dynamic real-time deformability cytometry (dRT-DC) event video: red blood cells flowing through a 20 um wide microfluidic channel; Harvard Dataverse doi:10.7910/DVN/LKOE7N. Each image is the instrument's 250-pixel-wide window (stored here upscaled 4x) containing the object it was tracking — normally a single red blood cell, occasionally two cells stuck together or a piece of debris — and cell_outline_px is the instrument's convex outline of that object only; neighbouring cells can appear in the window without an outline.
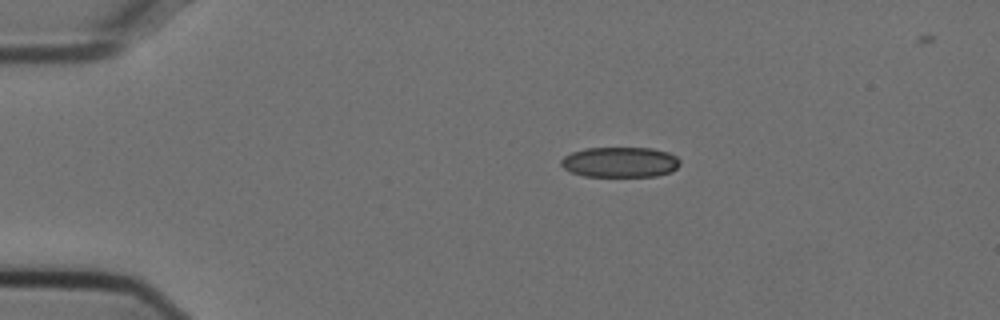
{"species": "Egyptian fruit bat (a non-hibernating species)", "species_latin": "Rousettus aegyptiacus", "temperature_condition": "cold", "stored_images_in_passage": 7, "camera_frame_rate_fps": 3000, "um_per_image_px": 0.085, "animal": {"sex": "female"}, "frame": {"image": 1, "passage_image": 1, "time_ms": 0.0, "image_size_px": [1000, 320], "cell_outline_px": [[680, 164], [672, 172], [656, 176], [584, 176], [572, 172], [564, 168], [560, 164], [560, 160], [564, 156], [572, 152], [584, 148], [652, 148], [668, 152], [676, 156], [680, 160]], "centroid_in_image_um": [52.71, 13.78], "position_along_channel_um": 32.3, "area_um2": 21.1}}